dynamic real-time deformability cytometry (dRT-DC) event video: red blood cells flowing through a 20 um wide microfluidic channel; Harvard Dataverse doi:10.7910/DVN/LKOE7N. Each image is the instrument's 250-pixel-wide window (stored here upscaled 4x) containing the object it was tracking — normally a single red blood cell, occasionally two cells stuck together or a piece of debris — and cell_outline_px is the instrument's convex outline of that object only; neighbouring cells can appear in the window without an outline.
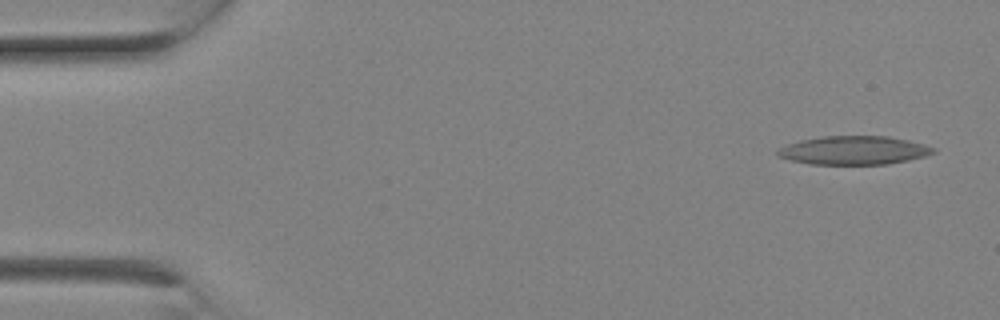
{"species": "Egyptian fruit bat (a non-hibernating species)", "species_latin": "Rousettus aegyptiacus", "temperature_condition": "room temperature", "stored_images_in_passage": 3, "segment_of_instrument_passage": [2, 2], "camera_frame_rate_fps": 3000, "um_per_image_px": 0.085, "animal": {"sex": "female"}, "frame": {"image": 1, "passage_image": 3, "time_ms": 0.667, "image_size_px": [1000, 320], "cell_outline_px": [[936, 152], [924, 156], [908, 160], [888, 164], [808, 164], [776, 156], [776, 152], [780, 148], [788, 144], [800, 140], [824, 136], [888, 136], [908, 140], [924, 144], [936, 148]], "centroid_in_image_um": [72.59, 12.77], "position_along_channel_um": 12.4, "area_um2": 25.89}}